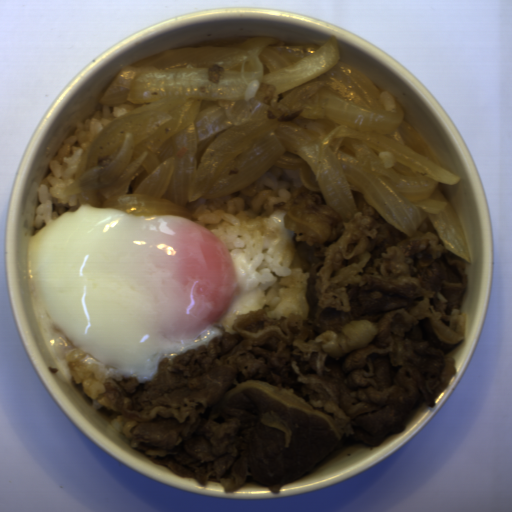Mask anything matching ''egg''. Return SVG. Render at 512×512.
Instances as JSON below:
<instances>
[{
  "mask_svg": "<svg viewBox=\"0 0 512 512\" xmlns=\"http://www.w3.org/2000/svg\"><path fill=\"white\" fill-rule=\"evenodd\" d=\"M27 269L38 333L71 387L72 350L149 382L162 360L236 335L238 315L264 310L223 240L174 215L83 203L29 237Z\"/></svg>",
  "mask_w": 512,
  "mask_h": 512,
  "instance_id": "d2b9013d",
  "label": "egg"
}]
</instances>
